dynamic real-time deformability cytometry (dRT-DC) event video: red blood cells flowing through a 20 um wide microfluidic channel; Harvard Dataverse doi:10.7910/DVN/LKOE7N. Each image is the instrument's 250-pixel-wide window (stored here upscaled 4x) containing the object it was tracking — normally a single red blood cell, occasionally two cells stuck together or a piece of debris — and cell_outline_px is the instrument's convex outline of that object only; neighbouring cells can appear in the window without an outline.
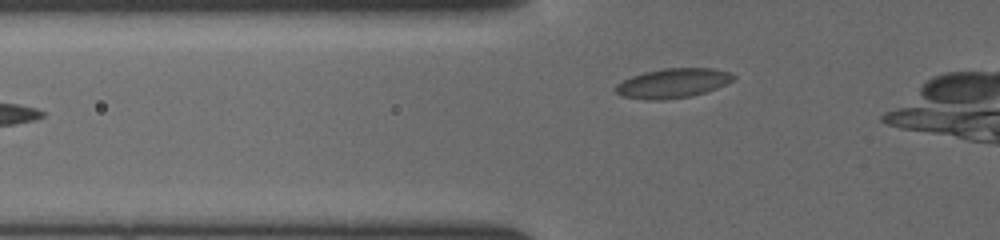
{"species": "common noctule bat (a hibernating species)", "species_latin": "Nyctalus noctula", "temperature_condition": "cold", "stored_images_in_passage": 17, "camera_frame_rate_fps": 3000, "um_per_image_px": 0.085, "animal": {"sex": "female", "body_mass_g": 19.5, "forearm_length_mm": 54.1}, "frame": {"image": 1, "passage_image": 2, "time_ms": 0.333, "image_size_px": [1000, 240], "cell_outline_px": [[736, 76], [732, 80], [716, 88], [704, 92], [688, 96], [664, 100], [652, 100], [620, 96], [612, 88], [616, 84], [632, 76], [644, 72], [664, 68], [712, 68], [732, 72]], "centroid_in_image_um": [57.16, 7.06], "position_along_channel_um": 68.6, "area_um2": 20.17}}
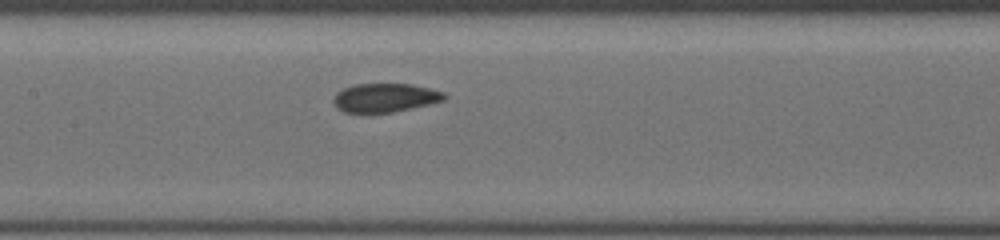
{"frame": {"image": 2, "passage_image": 10, "time_ms": 3.0, "image_size_px": [1000, 240], "cell_outline_px": [[448, 96], [444, 100], [428, 104], [388, 112], [344, 112], [336, 108], [332, 100], [336, 92], [352, 84], [412, 84], [444, 92]], "centroid_in_image_um": [32.69, 8.29], "position_along_channel_um": 174.7, "area_um2": 18.38}}
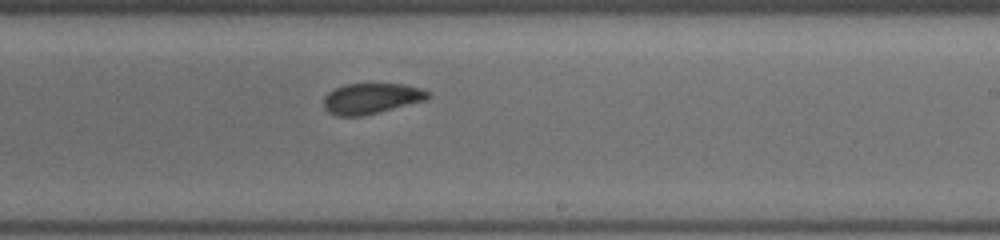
{"frame": {"image": 3, "passage_image": 16, "time_ms": 5.0, "image_size_px": [1000, 240], "cell_outline_px": [[432, 92], [424, 100], [360, 116], [340, 116], [328, 112], [324, 108], [324, 96], [328, 92], [344, 84], [404, 84], [420, 88]], "centroid_in_image_um": [31.52, 8.35], "position_along_channel_um": 257.5, "area_um2": 18.26}}